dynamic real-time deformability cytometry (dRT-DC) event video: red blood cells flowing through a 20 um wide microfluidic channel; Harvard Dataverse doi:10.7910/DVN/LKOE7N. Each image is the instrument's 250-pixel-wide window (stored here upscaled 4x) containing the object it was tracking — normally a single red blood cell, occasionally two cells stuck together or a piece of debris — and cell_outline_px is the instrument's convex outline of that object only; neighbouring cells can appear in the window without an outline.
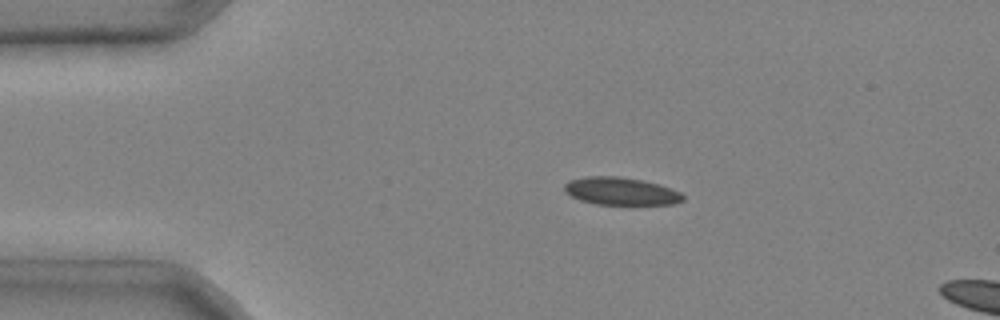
{"species": "common noctule bat (a hibernating species)", "species_latin": "Nyctalus noctula", "temperature_condition": "cold", "stored_images_in_passage": 4, "camera_frame_rate_fps": 3000, "um_per_image_px": 0.085, "animal": {"sex": "male", "body_mass_g": 20.4}, "frame": {"image": 1, "passage_image": 3, "time_ms": 0.667, "image_size_px": [1000, 320], "cell_outline_px": [[684, 200], [672, 204], [596, 204], [580, 200], [564, 192], [564, 184], [568, 180], [588, 176], [620, 176], [644, 180], [660, 184], [672, 188], [680, 192], [684, 196]], "centroid_in_image_um": [52.77, 16.24], "position_along_channel_um": 32.2, "area_um2": 19.25}}
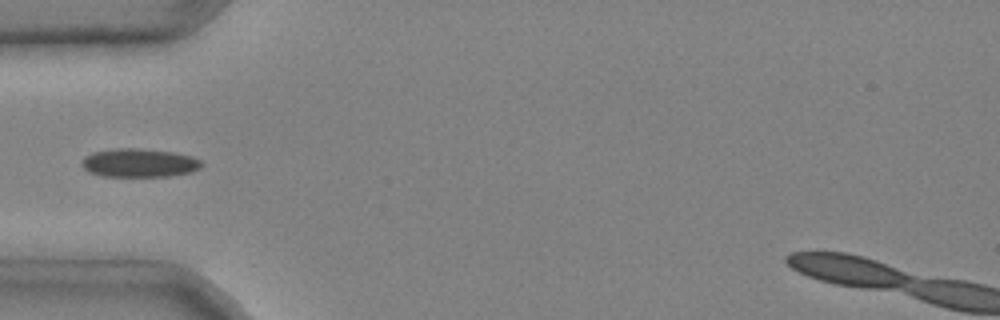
{"frame": {"image": 2, "passage_image": 4, "time_ms": 1.0, "image_size_px": [1000, 320], "cell_outline_px": [[204, 164], [200, 168], [192, 172], [168, 176], [100, 176], [88, 172], [80, 164], [84, 156], [92, 152], [116, 148], [140, 148], [172, 152], [192, 156], [200, 160]], "centroid_in_image_um": [11.81, 13.84], "position_along_channel_um": 73.2, "area_um2": 20.11}}